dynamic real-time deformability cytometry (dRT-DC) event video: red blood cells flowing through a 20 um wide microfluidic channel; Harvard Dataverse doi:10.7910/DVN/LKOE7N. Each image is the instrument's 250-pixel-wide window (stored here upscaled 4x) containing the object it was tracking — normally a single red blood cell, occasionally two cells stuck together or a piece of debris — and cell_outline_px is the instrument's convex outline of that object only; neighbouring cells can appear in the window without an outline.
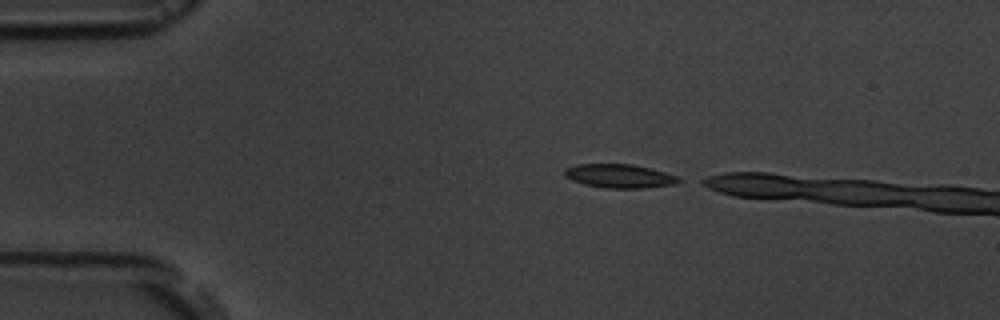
{"species": "common noctule bat (a hibernating species)", "species_latin": "Nyctalus noctula", "temperature_condition": "room temperature", "stored_images_in_passage": 4, "camera_frame_rate_fps": 3000, "um_per_image_px": 0.085, "animal": {"sex": "male", "body_mass_g": 19.5, "forearm_length_mm": 54.6}, "frame": {"image": 1, "passage_image": 1, "time_ms": 0.0, "image_size_px": [1000, 320], "cell_outline_px": [[684, 180], [676, 184], [644, 188], [604, 188], [584, 184], [572, 180], [564, 176], [564, 168], [576, 164], [632, 164], [664, 172], [676, 176]], "centroid_in_image_um": [52.64, 14.96], "position_along_channel_um": 32.4, "area_um2": 15.84}}